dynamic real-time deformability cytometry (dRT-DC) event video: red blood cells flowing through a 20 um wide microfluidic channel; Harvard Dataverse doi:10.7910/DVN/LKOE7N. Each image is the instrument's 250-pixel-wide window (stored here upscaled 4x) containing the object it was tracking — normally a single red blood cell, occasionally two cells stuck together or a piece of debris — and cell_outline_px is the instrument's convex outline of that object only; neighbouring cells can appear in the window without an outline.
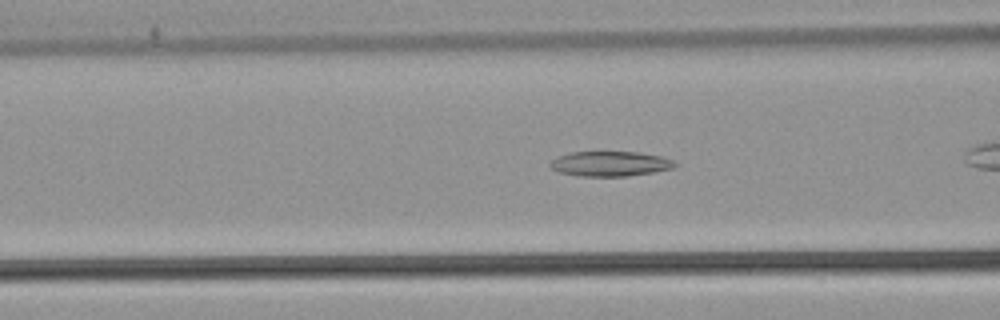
{"species": "common noctule bat (a hibernating species)", "species_latin": "Nyctalus noctula", "temperature_condition": "warm", "stored_images_in_passage": 26, "camera_frame_rate_fps": 3000, "um_per_image_px": 0.085, "animal": {"sex": "male", "body_mass_g": 21.5, "forearm_length_mm": 52.0}, "frame": {"image": 1, "passage_image": 5, "time_ms": 1.333, "image_size_px": [1000, 320], "cell_outline_px": [[680, 164], [672, 168], [652, 172], [628, 176], [580, 176], [560, 172], [552, 168], [548, 164], [552, 160], [560, 156], [572, 152], [640, 152], [660, 156], [672, 160]], "centroid_in_image_um": [51.89, 13.92], "position_along_channel_um": 114.7, "area_um2": 17.98}}
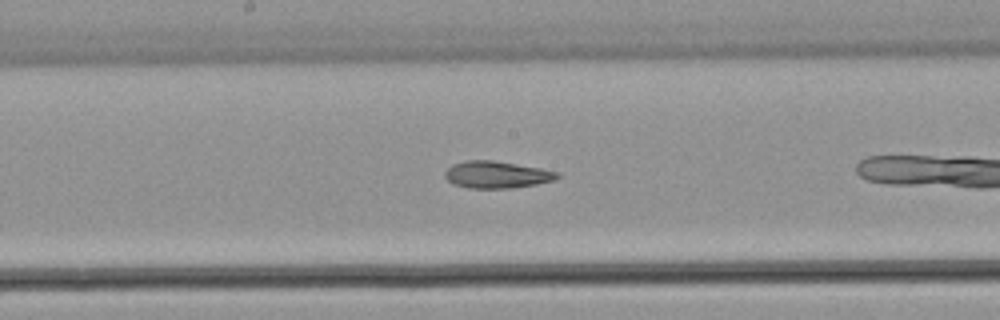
{"frame": {"image": 2, "passage_image": 12, "time_ms": 3.667, "image_size_px": [1000, 320], "cell_outline_px": [[560, 176], [556, 180], [536, 184], [512, 188], [468, 188], [452, 184], [444, 176], [444, 172], [452, 164], [468, 160], [496, 160], [540, 168], [560, 172]], "centroid_in_image_um": [42.23, 14.84], "position_along_channel_um": 206.0, "area_um2": 17.86}}
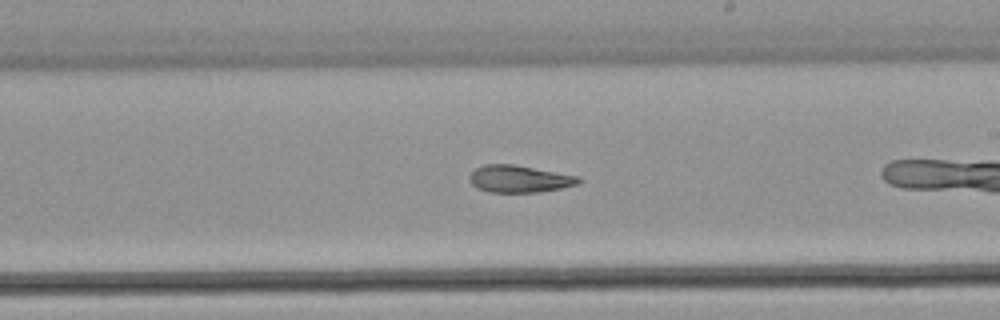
{"frame": {"image": 3, "passage_image": 15, "time_ms": 4.667, "image_size_px": [1000, 320], "cell_outline_px": [[580, 184], [540, 192], [488, 192], [476, 188], [468, 180], [468, 176], [476, 168], [484, 164], [512, 164], [580, 176]], "centroid_in_image_um": [44.12, 15.21], "position_along_channel_um": 244.9, "area_um2": 17.34}}